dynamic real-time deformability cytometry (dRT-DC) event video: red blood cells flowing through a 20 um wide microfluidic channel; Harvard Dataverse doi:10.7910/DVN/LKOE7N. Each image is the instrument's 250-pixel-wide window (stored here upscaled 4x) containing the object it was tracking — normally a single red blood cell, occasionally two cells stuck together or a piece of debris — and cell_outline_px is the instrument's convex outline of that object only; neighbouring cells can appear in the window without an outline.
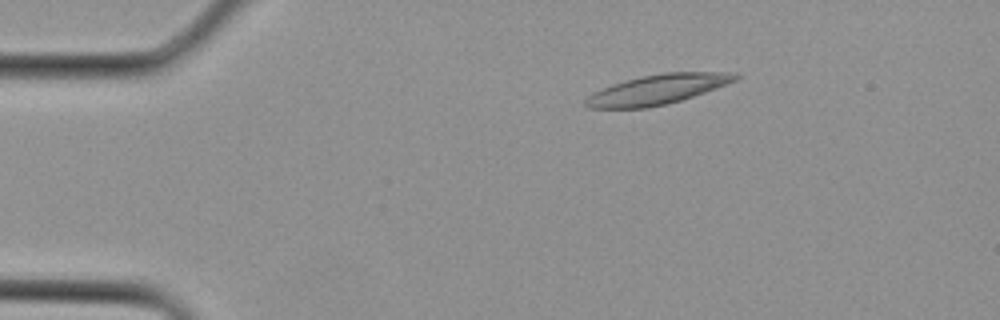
{"species": "Egyptian fruit bat (a non-hibernating species)", "species_latin": "Rousettus aegyptiacus", "temperature_condition": "cold", "stored_images_in_passage": 3, "camera_frame_rate_fps": 3000, "um_per_image_px": 0.085, "animal": {"sex": "female"}, "frame": {"image": 1, "passage_image": 3, "time_ms": 0.667, "image_size_px": [1000, 320], "cell_outline_px": [[744, 76], [736, 80], [716, 88], [680, 100], [648, 108], [588, 108], [584, 104], [584, 100], [588, 96], [612, 84], [640, 76], [664, 72], [728, 72]], "centroid_in_image_um": [55.89, 7.59], "position_along_channel_um": 29.1, "area_um2": 25.72}}